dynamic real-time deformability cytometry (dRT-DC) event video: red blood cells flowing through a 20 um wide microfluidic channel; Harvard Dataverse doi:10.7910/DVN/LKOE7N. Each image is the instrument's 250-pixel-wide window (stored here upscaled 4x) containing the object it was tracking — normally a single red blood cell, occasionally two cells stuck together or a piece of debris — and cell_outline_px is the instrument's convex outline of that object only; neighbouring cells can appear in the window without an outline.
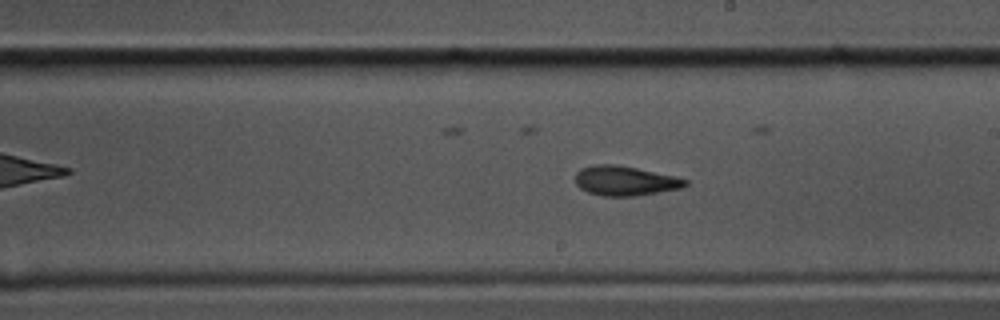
{"species": "common noctule bat (a hibernating species)", "species_latin": "Nyctalus noctula", "temperature_condition": "cold", "stored_images_in_passage": 41, "camera_frame_rate_fps": 3000, "um_per_image_px": 0.085, "animal": {"sex": "male", "body_mass_g": 17.5, "forearm_length_mm": 52.3}, "frame": {"image": 1, "passage_image": 15, "time_ms": 4.667, "image_size_px": [1000, 320], "cell_outline_px": [[688, 184], [680, 188], [636, 196], [604, 196], [588, 192], [580, 188], [576, 184], [576, 172], [580, 168], [592, 164], [616, 164], [636, 168], [672, 176], [688, 180]], "centroid_in_image_um": [53.07, 15.36], "position_along_channel_um": 235.9, "area_um2": 18.84}}
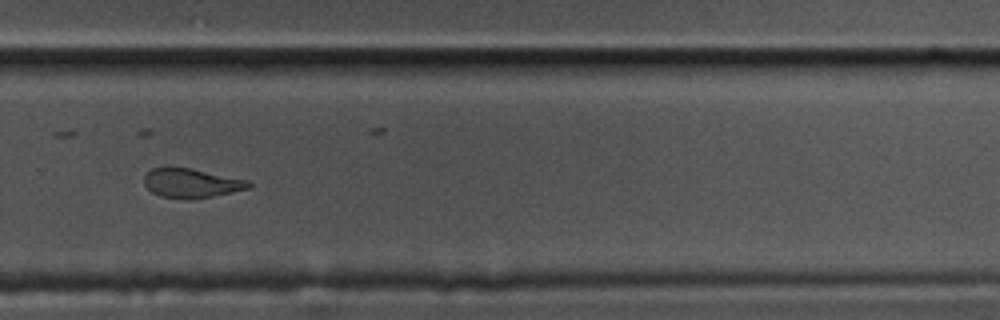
{"frame": {"image": 2, "passage_image": 22, "time_ms": 7.0, "image_size_px": [1000, 320], "cell_outline_px": [[252, 184], [248, 188], [196, 200], [188, 200], [160, 196], [152, 192], [144, 184], [144, 176], [152, 168], [192, 168], [248, 180]], "centroid_in_image_um": [16.26, 15.58], "position_along_channel_um": 313.5, "area_um2": 17.8}}
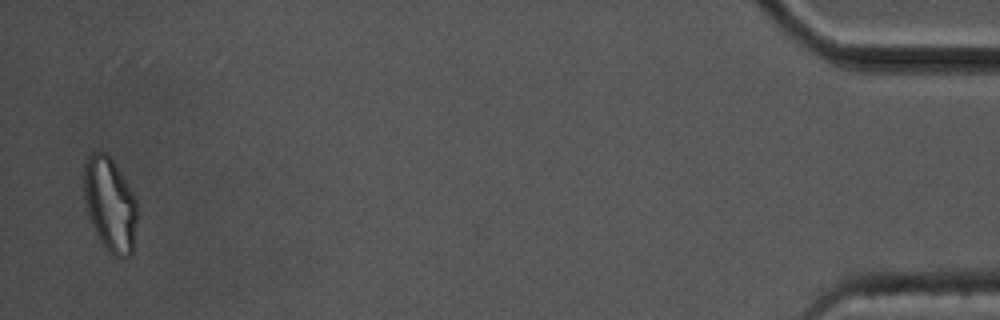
{"frame": {"image": 3, "passage_image": 40, "time_ms": 13.0, "image_size_px": [1000, 320], "cell_outline_px": [[136, 224], [132, 256], [120, 260], [112, 256], [108, 252], [92, 228], [88, 216], [84, 200], [84, 164], [88, 156], [92, 152], [104, 152], [112, 160], [120, 172], [132, 192], [136, 200]], "centroid_in_image_um": [9.34, 17.44], "position_along_channel_um": 425.9, "area_um2": 29.42}}